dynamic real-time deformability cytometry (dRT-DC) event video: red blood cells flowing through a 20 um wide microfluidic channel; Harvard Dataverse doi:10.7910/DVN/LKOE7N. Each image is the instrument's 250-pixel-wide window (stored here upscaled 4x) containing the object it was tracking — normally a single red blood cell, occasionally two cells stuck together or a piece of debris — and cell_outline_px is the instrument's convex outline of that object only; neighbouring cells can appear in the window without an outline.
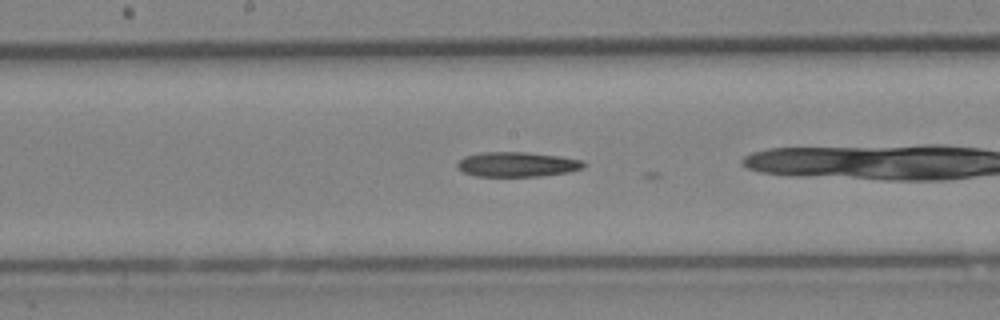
{"species": "Egyptian fruit bat (a non-hibernating species)", "species_latin": "Rousettus aegyptiacus", "temperature_condition": "cold", "stored_images_in_passage": 38, "camera_frame_rate_fps": 3000, "um_per_image_px": 0.085, "animal": {"sex": "female"}, "frame": {"image": 1, "passage_image": 16, "time_ms": 5.0, "image_size_px": [1000, 320], "cell_outline_px": [[588, 164], [584, 168], [568, 172], [540, 176], [476, 176], [464, 172], [456, 168], [456, 164], [464, 156], [480, 152], [524, 152], [560, 156], [580, 160]], "centroid_in_image_um": [43.95, 13.97], "position_along_channel_um": 204.3, "area_um2": 18.32}}